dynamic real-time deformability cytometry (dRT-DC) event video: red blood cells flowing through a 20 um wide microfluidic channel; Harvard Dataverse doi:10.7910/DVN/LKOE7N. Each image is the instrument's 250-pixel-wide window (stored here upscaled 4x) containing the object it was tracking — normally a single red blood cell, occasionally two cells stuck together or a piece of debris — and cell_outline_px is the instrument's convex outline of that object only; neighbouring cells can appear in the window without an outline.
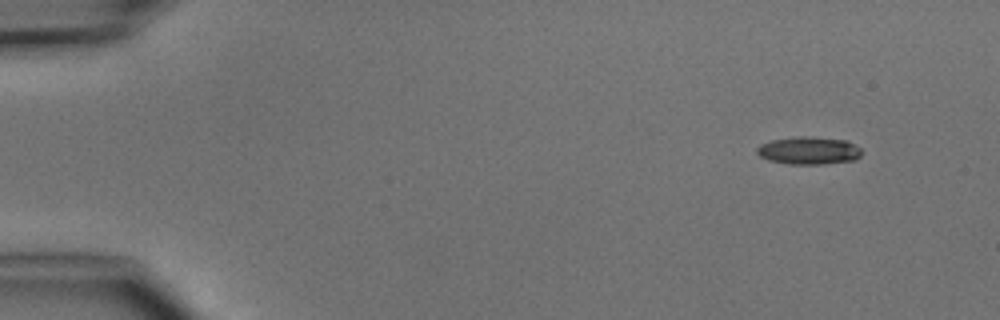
{"species": "common noctule bat (a hibernating species)", "species_latin": "Nyctalus noctula", "temperature_condition": "cold", "stored_images_in_passage": 5, "camera_frame_rate_fps": 3000, "um_per_image_px": 0.085, "animal": {"sex": "male", "body_mass_g": 15.6}, "frame": {"image": 1, "passage_image": 1, "time_ms": 0.0, "image_size_px": [1000, 320], "cell_outline_px": [[860, 156], [856, 160], [824, 164], [792, 164], [768, 160], [760, 156], [756, 152], [756, 148], [760, 144], [772, 140], [796, 136], [812, 136], [848, 140], [860, 148]], "centroid_in_image_um": [68.75, 12.79], "position_along_channel_um": 16.2, "area_um2": 17.05}}